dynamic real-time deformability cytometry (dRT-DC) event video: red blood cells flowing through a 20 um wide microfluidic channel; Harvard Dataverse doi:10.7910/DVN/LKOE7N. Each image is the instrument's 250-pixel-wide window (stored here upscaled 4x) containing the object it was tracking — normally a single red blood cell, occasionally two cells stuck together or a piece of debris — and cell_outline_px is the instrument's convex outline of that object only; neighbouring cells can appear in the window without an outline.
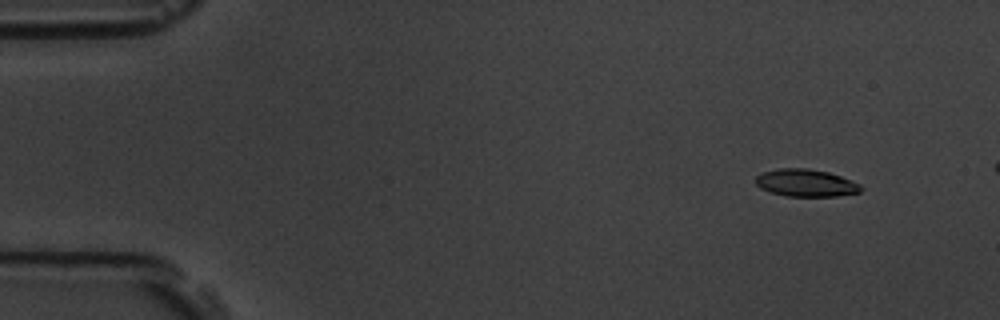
{"species": "common noctule bat (a hibernating species)", "species_latin": "Nyctalus noctula", "temperature_condition": "room temperature", "stored_images_in_passage": 4, "camera_frame_rate_fps": 3000, "um_per_image_px": 0.085, "animal": {"sex": "male", "body_mass_g": 19.5, "forearm_length_mm": 54.6}, "frame": {"image": 1, "passage_image": 1, "time_ms": 0.0, "image_size_px": [1000, 320], "cell_outline_px": [[864, 188], [860, 192], [836, 196], [784, 196], [760, 188], [756, 184], [756, 176], [760, 172], [780, 168], [808, 168], [828, 172], [840, 176], [860, 184]], "centroid_in_image_um": [68.48, 15.54], "position_along_channel_um": 16.5, "area_um2": 16.82}}